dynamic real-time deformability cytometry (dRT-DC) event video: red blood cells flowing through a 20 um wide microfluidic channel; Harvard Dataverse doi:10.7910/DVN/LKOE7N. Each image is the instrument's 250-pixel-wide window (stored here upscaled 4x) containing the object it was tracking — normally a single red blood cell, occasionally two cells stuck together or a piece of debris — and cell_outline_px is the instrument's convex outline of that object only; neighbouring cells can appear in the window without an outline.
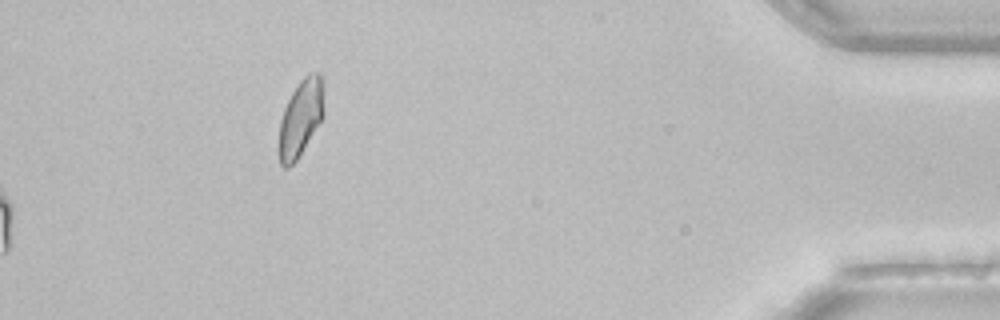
{"species": "common noctule bat (a hibernating species)", "species_latin": "Nyctalus noctula", "temperature_condition": "room temperature", "stored_images_in_passage": 44, "camera_frame_rate_fps": 3000, "um_per_image_px": 0.085, "animal": {"sex": "female", "body_mass_g": 22.7, "forearm_length_mm": 54.2}, "frame": {"image": 1, "passage_image": 44, "time_ms": 14.333, "image_size_px": [1000, 320], "cell_outline_px": [[324, 116], [296, 160], [288, 168], [284, 168], [280, 164], [276, 148], [280, 120], [284, 108], [292, 92], [300, 80], [308, 72], [320, 72], [324, 84]], "centroid_in_image_um": [25.54, 10.02], "position_along_channel_um": 409.7, "area_um2": 20.75}, "authors_computed_cell_mechanics": {"area_um2": 21.3571, "velocity_mm_per_s": 4.0939, "shape_relaxation_time_tau1_ms": null, "shape_relaxation_time_tau2_ms": 9.5759, "deformation_change_tau1": null, "deformation_change_tau2": 0.1521}}